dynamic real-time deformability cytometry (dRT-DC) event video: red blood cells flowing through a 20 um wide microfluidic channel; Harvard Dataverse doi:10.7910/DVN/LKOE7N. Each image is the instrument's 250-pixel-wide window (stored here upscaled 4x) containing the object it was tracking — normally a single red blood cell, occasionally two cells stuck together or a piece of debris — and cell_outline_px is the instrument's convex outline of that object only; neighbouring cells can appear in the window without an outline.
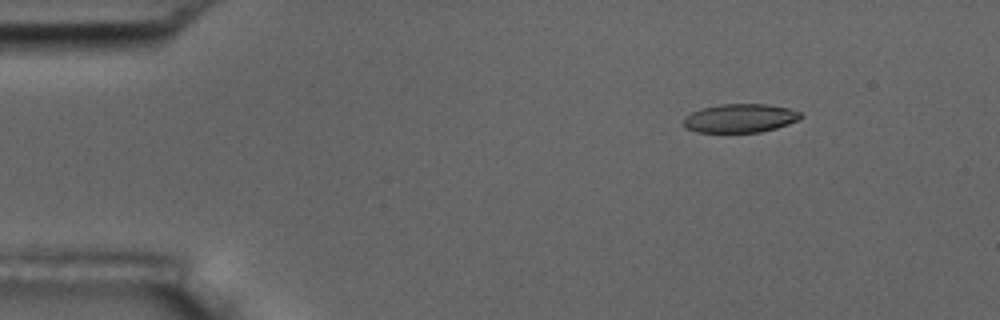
{"species": "common noctule bat (a hibernating species)", "species_latin": "Nyctalus noctula", "temperature_condition": "room temperature", "stored_images_in_passage": 6, "segment_of_instrument_passage": [2, 2], "camera_frame_rate_fps": 3000, "um_per_image_px": 0.085, "animal": {"sex": "male", "body_mass_g": 17.5, "forearm_length_mm": 52.3}, "frame": {"image": 1, "passage_image": 6, "time_ms": 1.667, "image_size_px": [1000, 320], "cell_outline_px": [[804, 116], [800, 120], [776, 128], [760, 132], [696, 132], [688, 128], [684, 124], [684, 116], [700, 108], [720, 104], [768, 104], [788, 108], [804, 112]], "centroid_in_image_um": [62.96, 10.04], "position_along_channel_um": 22.0, "area_um2": 19.77}}